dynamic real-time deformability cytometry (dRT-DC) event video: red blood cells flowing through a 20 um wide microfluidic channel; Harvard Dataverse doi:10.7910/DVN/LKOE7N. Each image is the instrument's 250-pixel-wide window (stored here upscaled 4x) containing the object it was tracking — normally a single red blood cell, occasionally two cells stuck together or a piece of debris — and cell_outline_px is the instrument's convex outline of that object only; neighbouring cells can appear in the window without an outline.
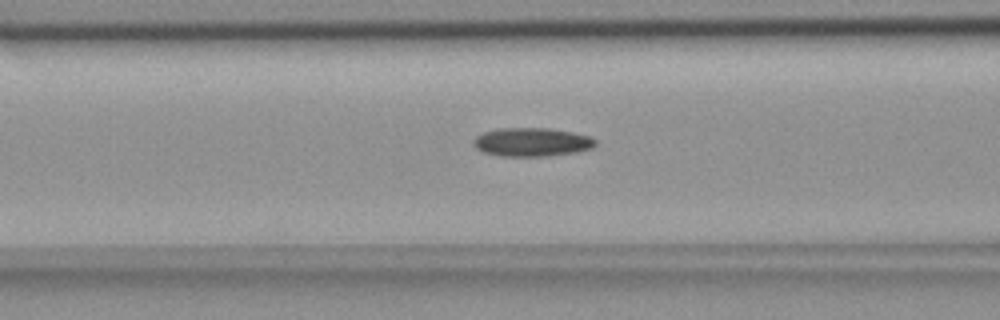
{"species": "common noctule bat (a hibernating species)", "species_latin": "Nyctalus noctula", "temperature_condition": "room temperature", "stored_images_in_passage": 54, "camera_frame_rate_fps": 3000, "um_per_image_px": 0.085, "animal": {"sex": "female", "body_mass_g": 18.4}, "frame": {"image": 1, "passage_image": 22, "time_ms": 7.0, "image_size_px": [1000, 320], "cell_outline_px": [[596, 144], [592, 148], [576, 152], [548, 156], [500, 156], [484, 152], [476, 148], [472, 144], [472, 140], [476, 136], [484, 132], [496, 128], [548, 128], [572, 132], [592, 136], [596, 140]], "centroid_in_image_um": [45.2, 12.07], "position_along_channel_um": 121.4, "area_um2": 20.52}}
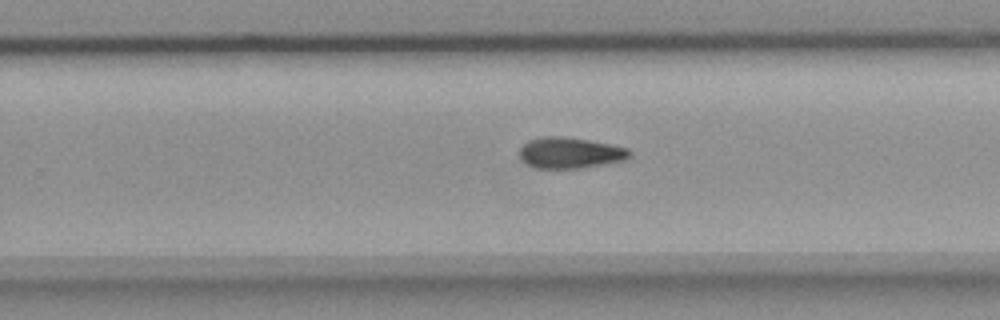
{"frame": {"image": 2, "passage_image": 35, "time_ms": 11.333, "image_size_px": [1000, 320], "cell_outline_px": [[632, 156], [628, 160], [580, 168], [536, 168], [520, 160], [520, 148], [528, 140], [544, 136], [564, 136], [588, 140], [628, 148], [632, 152]], "centroid_in_image_um": [48.48, 12.99], "position_along_channel_um": 281.3, "area_um2": 20.0}}
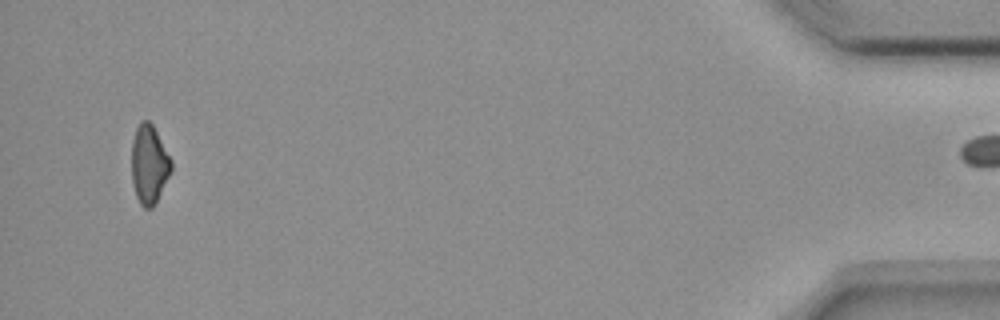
{"frame": {"image": 3, "passage_image": 53, "time_ms": 17.333, "image_size_px": [1000, 320], "cell_outline_px": [[172, 168], [152, 208], [144, 208], [140, 204], [136, 196], [132, 184], [132, 140], [136, 128], [140, 120], [148, 120], [152, 124], [172, 160]], "centroid_in_image_um": [12.65, 13.94], "position_along_channel_um": 422.5, "area_um2": 17.98}}